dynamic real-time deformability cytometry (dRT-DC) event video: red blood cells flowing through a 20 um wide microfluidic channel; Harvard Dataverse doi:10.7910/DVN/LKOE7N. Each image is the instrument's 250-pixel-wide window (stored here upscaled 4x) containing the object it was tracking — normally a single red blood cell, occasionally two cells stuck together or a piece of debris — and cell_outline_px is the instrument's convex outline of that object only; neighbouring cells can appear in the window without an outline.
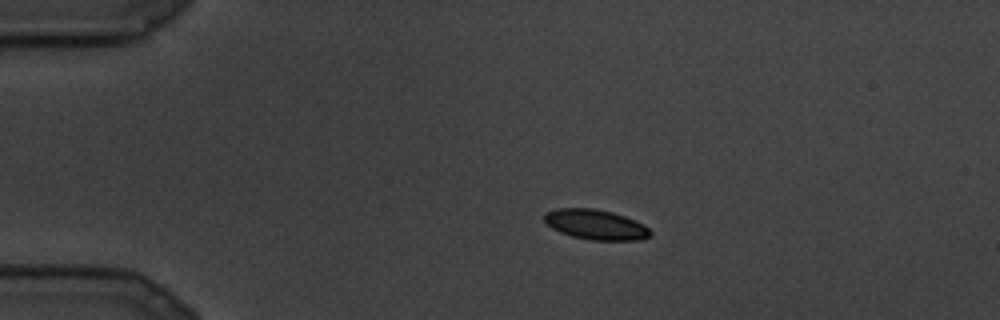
{"species": "common noctule bat (a hibernating species)", "species_latin": "Nyctalus noctula", "temperature_condition": "cold", "stored_images_in_passage": 22, "camera_frame_rate_fps": 3000, "um_per_image_px": 0.085, "animal": {"sex": "male", "body_mass_g": 19.5, "forearm_length_mm": 54.6}, "frame": {"image": 1, "passage_image": 1, "time_ms": 0.0, "image_size_px": [1000, 320], "cell_outline_px": [[652, 236], [640, 240], [588, 240], [572, 236], [560, 232], [552, 228], [544, 220], [544, 212], [556, 208], [592, 208], [612, 212], [624, 216], [644, 224], [652, 232]], "centroid_in_image_um": [50.64, 19.09], "position_along_channel_um": 34.4, "area_um2": 18.67}}
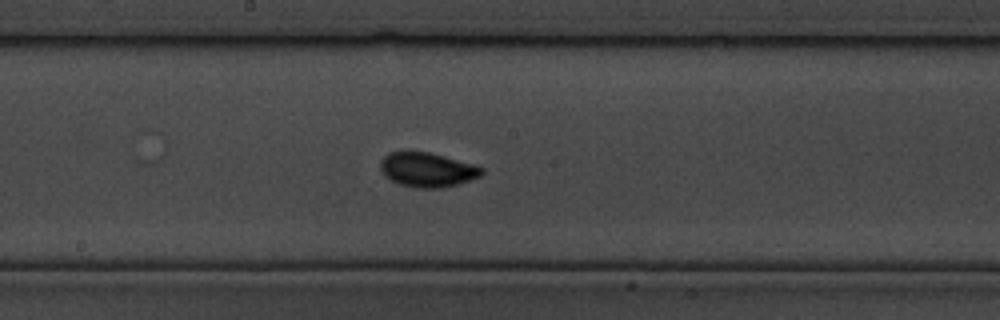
{"frame": {"image": 2, "passage_image": 10, "time_ms": 3.0, "image_size_px": [1000, 320], "cell_outline_px": [[484, 172], [480, 176], [456, 184], [440, 188], [416, 188], [400, 184], [384, 176], [380, 168], [380, 160], [388, 152], [428, 152], [444, 156], [472, 164], [484, 168]], "centroid_in_image_um": [36.29, 14.43], "position_along_channel_um": 211.9, "area_um2": 20.11}}
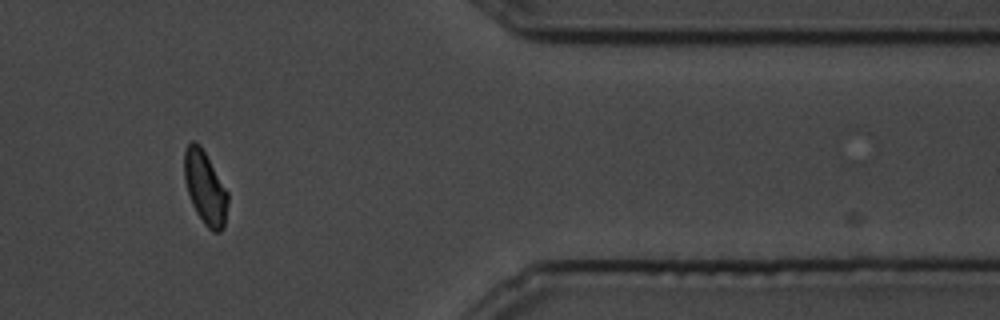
{"frame": {"image": 3, "passage_image": 18, "time_ms": 5.667, "image_size_px": [1000, 320], "cell_outline_px": [[228, 204], [224, 228], [220, 232], [212, 232], [204, 224], [196, 212], [192, 204], [184, 180], [184, 152], [188, 144], [192, 140], [196, 140], [200, 144], [228, 192]], "centroid_in_image_um": [17.44, 15.96], "position_along_channel_um": 394.0, "area_um2": 18.67}}